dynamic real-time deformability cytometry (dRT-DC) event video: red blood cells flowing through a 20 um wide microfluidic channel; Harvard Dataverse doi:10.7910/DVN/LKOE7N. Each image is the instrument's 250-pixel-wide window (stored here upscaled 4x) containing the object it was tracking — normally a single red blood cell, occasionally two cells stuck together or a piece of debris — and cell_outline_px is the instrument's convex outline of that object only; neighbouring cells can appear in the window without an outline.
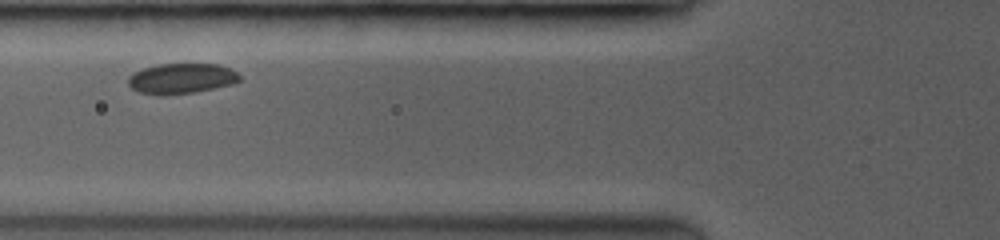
{"species": "common noctule bat (a hibernating species)", "species_latin": "Nyctalus noctula", "temperature_condition": "room temperature", "stored_images_in_passage": 5, "camera_frame_rate_fps": 3500, "um_per_image_px": 0.085, "animal": {"sex": "female", "body_mass_g": 19.0, "forearm_length_mm": 53.3}, "frame": {"image": 1, "passage_image": 3, "time_ms": 1.714, "image_size_px": [1000, 240], "cell_outline_px": [[240, 80], [232, 84], [192, 92], [140, 92], [132, 88], [128, 84], [128, 76], [132, 72], [156, 64], [220, 64], [236, 72], [240, 76]], "centroid_in_image_um": [15.43, 6.61], "position_along_channel_um": 110.4, "area_um2": 18.9}}